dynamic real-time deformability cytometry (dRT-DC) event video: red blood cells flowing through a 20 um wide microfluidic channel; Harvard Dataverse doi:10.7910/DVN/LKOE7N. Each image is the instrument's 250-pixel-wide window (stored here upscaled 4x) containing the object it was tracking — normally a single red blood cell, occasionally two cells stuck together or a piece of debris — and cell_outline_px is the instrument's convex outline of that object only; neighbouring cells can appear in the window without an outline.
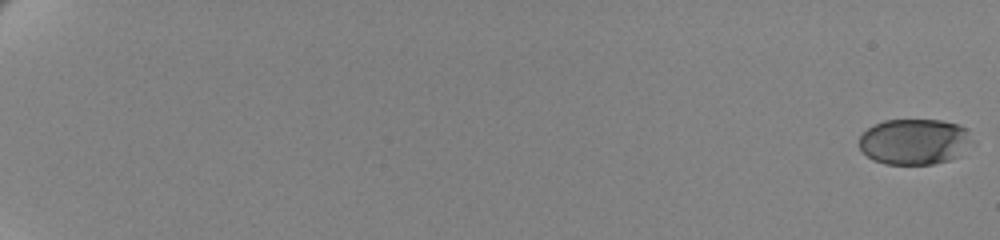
{"species": "human", "species_latin": "Homo sapiens", "temperature_condition": "cold", "stored_images_in_passage": 44, "camera_frame_rate_fps": 3000, "um_per_image_px": 0.085, "donor": {"sex": "female"}, "frame": {"image": 1, "passage_image": 1, "time_ms": 0.0, "image_size_px": [1000, 240], "cell_outline_px": [[972, 140], [960, 156], [948, 160], [932, 164], [884, 164], [872, 160], [860, 148], [860, 136], [868, 128], [884, 120], [940, 120], [956, 124], [964, 128]], "centroid_in_image_um": [77.7, 12.05], "position_along_channel_um": 7.3, "area_um2": 29.88}}
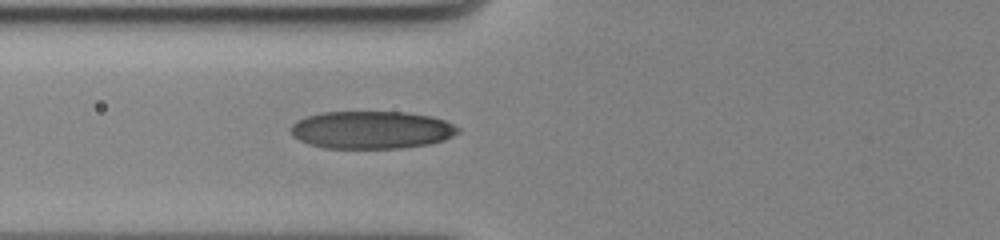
{"frame": {"image": 2, "passage_image": 24, "time_ms": 7.667, "image_size_px": [1000, 240], "cell_outline_px": [[460, 132], [444, 140], [428, 144], [400, 148], [324, 148], [308, 144], [292, 136], [288, 128], [296, 120], [320, 112], [404, 112], [432, 116], [444, 120], [460, 128]], "centroid_in_image_um": [31.55, 11.04], "position_along_channel_um": 94.3, "area_um2": 36.93}}
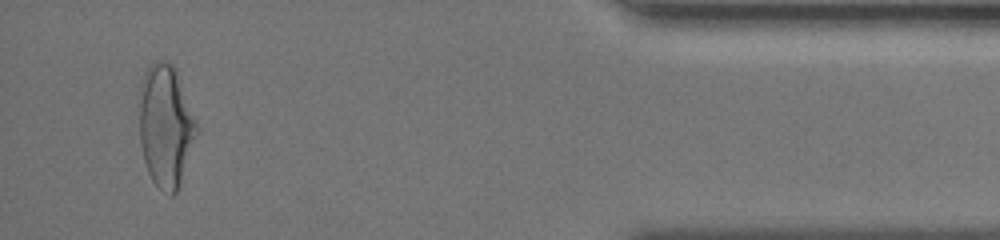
{"frame": {"image": 3, "passage_image": 43, "time_ms": 14.0, "image_size_px": [1000, 240], "cell_outline_px": [[200, 128], [176, 192], [172, 196], [160, 188], [152, 180], [148, 172], [144, 160], [140, 144], [140, 84], [144, 72], [148, 64], [152, 60], [164, 60], [172, 64], [176, 68]], "centroid_in_image_um": [14.09, 10.62], "position_along_channel_um": 421.1, "area_um2": 41.21}}